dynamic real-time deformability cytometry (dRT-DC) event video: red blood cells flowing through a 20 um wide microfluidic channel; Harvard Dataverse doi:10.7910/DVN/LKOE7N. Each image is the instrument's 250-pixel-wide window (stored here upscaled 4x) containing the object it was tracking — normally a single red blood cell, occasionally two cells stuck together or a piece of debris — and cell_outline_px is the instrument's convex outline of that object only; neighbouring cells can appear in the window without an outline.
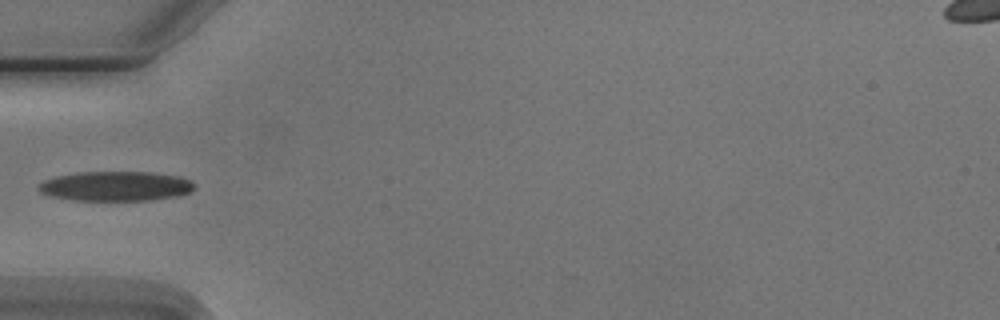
{"species": "Egyptian fruit bat (a non-hibernating species)", "species_latin": "Rousettus aegyptiacus", "temperature_condition": "cold", "stored_images_in_passage": 6, "camera_frame_rate_fps": 3000, "um_per_image_px": 0.085, "animal": {"sex": "male"}, "frame": {"image": 1, "passage_image": 5, "time_ms": 4.667, "image_size_px": [1000, 320], "cell_outline_px": [[196, 188], [192, 192], [176, 196], [148, 200], [72, 200], [52, 196], [40, 192], [36, 188], [44, 180], [56, 176], [80, 172], [152, 172], [180, 176], [192, 180], [196, 184]], "centroid_in_image_um": [9.89, 15.82], "position_along_channel_um": 75.1, "area_um2": 27.11}}
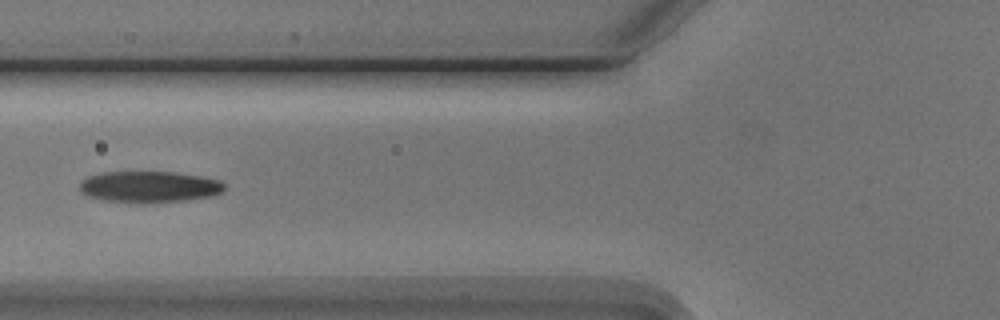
{"frame": {"image": 2, "passage_image": 6, "time_ms": 5.667, "image_size_px": [1000, 320], "cell_outline_px": [[224, 192], [212, 196], [184, 200], [140, 204], [104, 200], [88, 196], [80, 192], [80, 180], [88, 176], [100, 172], [172, 172], [200, 176], [220, 180], [224, 184]], "centroid_in_image_um": [12.66, 15.88], "position_along_channel_um": 113.1, "area_um2": 26.7}}